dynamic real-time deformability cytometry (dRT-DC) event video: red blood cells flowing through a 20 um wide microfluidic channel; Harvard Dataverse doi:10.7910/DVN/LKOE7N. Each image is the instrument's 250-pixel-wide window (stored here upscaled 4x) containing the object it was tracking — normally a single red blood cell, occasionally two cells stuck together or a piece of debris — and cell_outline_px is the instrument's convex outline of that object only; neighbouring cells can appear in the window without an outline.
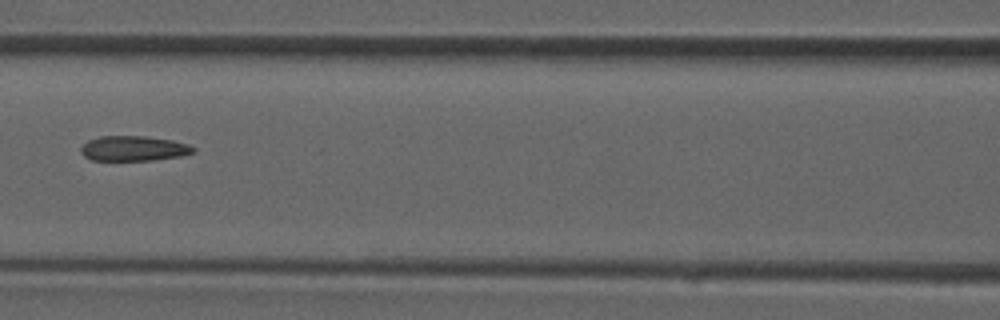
{"species": "common noctule bat (a hibernating species)", "species_latin": "Nyctalus noctula", "temperature_condition": "room temperature", "stored_images_in_passage": 40, "camera_frame_rate_fps": 3000, "um_per_image_px": 0.085, "animal": {"sex": "male", "forearm_length_mm": 52.5}, "frame": {"image": 1, "passage_image": 18, "time_ms": 5.667, "image_size_px": [1000, 320], "cell_outline_px": [[196, 152], [180, 156], [152, 160], [92, 160], [84, 156], [80, 152], [80, 148], [88, 140], [100, 136], [148, 136], [172, 140], [188, 144], [196, 148]], "centroid_in_image_um": [11.37, 12.61], "position_along_channel_um": 155.2, "area_um2": 16.47}}